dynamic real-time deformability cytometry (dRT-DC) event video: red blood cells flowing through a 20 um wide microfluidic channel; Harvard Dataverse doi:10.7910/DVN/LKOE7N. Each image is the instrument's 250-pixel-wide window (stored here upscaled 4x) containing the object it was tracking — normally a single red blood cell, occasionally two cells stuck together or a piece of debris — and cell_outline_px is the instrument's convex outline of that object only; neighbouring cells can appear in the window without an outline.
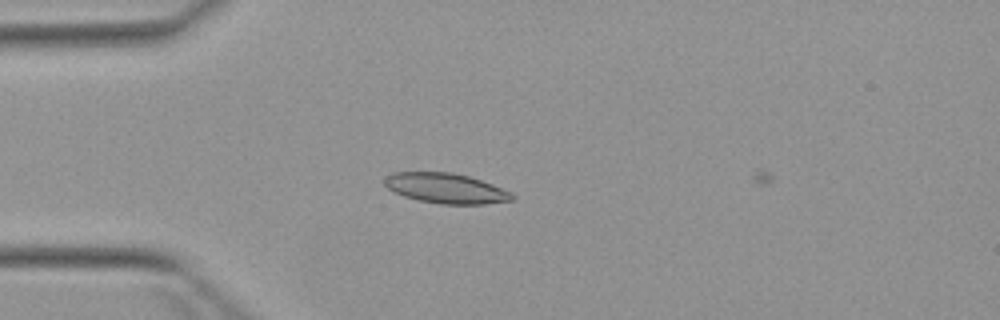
{"species": "Egyptian fruit bat (a non-hibernating species)", "species_latin": "Rousettus aegyptiacus", "temperature_condition": "warm", "stored_images_in_passage": 4, "camera_frame_rate_fps": 3000, "um_per_image_px": 0.085, "animal": {"sex": "female"}, "frame": {"image": 1, "passage_image": 3, "time_ms": 3.333, "image_size_px": [1000, 320], "cell_outline_px": [[516, 196], [512, 200], [484, 204], [440, 204], [420, 200], [404, 196], [388, 188], [384, 184], [384, 176], [392, 172], [452, 172], [468, 176], [492, 184], [512, 192]], "centroid_in_image_um": [37.9, 16.0], "position_along_channel_um": 47.1, "area_um2": 22.37}}